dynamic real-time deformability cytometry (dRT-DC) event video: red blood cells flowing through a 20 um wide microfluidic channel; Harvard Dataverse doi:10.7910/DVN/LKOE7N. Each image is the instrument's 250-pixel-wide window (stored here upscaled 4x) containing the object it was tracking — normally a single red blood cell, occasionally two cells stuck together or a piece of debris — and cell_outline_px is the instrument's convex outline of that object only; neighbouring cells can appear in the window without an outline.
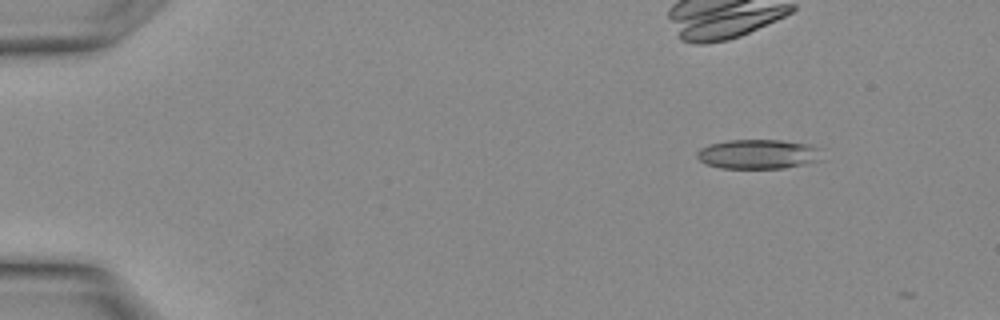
{"species": "Egyptian fruit bat (a non-hibernating species)", "species_latin": "Rousettus aegyptiacus", "temperature_condition": "warm", "stored_images_in_passage": 4, "camera_frame_rate_fps": 3000, "um_per_image_px": 0.085, "animal": {"sex": "female"}, "frame": {"image": 1, "passage_image": 2, "time_ms": 0.333, "image_size_px": [1000, 320], "cell_outline_px": [[828, 160], [784, 168], [720, 168], [708, 164], [700, 160], [696, 156], [696, 152], [700, 148], [712, 144], [728, 140], [780, 140], [812, 144], [820, 148]], "centroid_in_image_um": [64.59, 13.1], "position_along_channel_um": 20.4, "area_um2": 21.96}}